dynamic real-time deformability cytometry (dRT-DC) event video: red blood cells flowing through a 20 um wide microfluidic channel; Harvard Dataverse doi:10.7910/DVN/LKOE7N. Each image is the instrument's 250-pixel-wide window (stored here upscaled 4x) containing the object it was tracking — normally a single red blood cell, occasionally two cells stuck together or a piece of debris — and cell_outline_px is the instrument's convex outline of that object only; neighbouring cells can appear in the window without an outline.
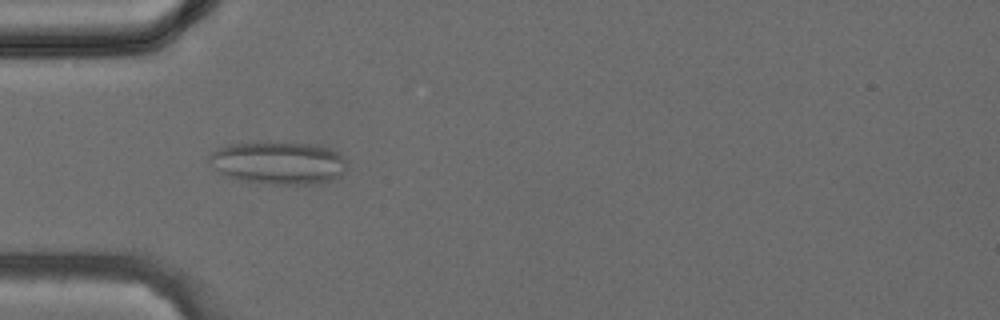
{"species": "common noctule bat (a hibernating species)", "species_latin": "Nyctalus noctula", "temperature_condition": "cold", "stored_images_in_passage": 39, "camera_frame_rate_fps": 3000, "um_per_image_px": 0.085, "animal": {"sex": "female", "body_mass_g": 24.6, "forearm_length_mm": 56.2}, "frame": {"image": 1, "passage_image": 12, "time_ms": 3.667, "image_size_px": [1000, 320], "cell_outline_px": [[348, 168], [340, 176], [328, 180], [308, 184], [272, 184], [240, 180], [224, 176], [208, 164], [208, 156], [212, 152], [220, 148], [232, 144], [284, 140], [316, 144], [328, 148], [336, 152], [344, 160]], "centroid_in_image_um": [23.63, 13.81], "position_along_channel_um": 61.4, "area_um2": 34.8}}
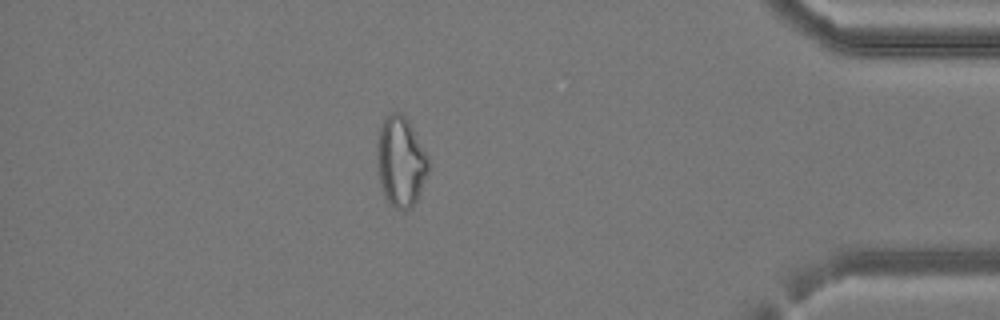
{"frame": {"image": 2, "passage_image": 34, "time_ms": 11.0, "image_size_px": [1000, 320], "cell_outline_px": [[428, 172], [416, 200], [404, 212], [388, 204], [384, 196], [380, 184], [376, 156], [376, 152], [380, 128], [384, 120], [392, 112], [400, 112], [408, 120], [428, 156]], "centroid_in_image_um": [34.04, 13.76], "position_along_channel_um": 401.2, "area_um2": 26.76}}